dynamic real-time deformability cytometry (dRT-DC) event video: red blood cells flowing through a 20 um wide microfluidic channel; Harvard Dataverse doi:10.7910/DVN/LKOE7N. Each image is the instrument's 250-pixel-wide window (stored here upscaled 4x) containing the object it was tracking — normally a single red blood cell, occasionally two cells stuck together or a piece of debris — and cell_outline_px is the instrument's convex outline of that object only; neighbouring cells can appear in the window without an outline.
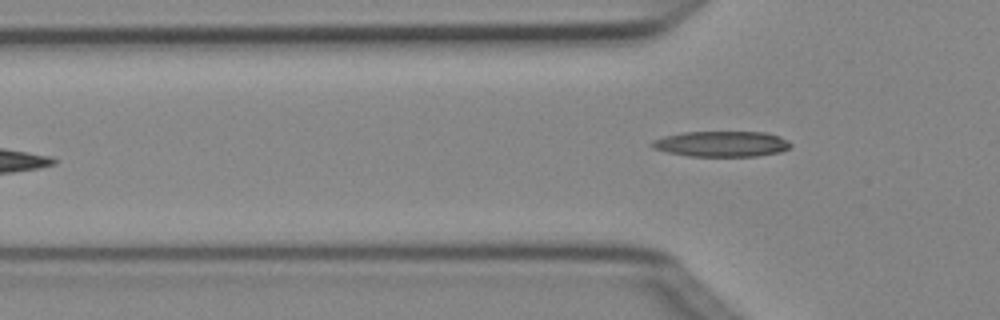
{"species": "Egyptian fruit bat (a non-hibernating species)", "species_latin": "Rousettus aegyptiacus", "temperature_condition": "cold", "stored_images_in_passage": 4, "camera_frame_rate_fps": 3000, "um_per_image_px": 0.085, "animal": {"sex": "female"}, "frame": {"image": 1, "passage_image": 4, "time_ms": 1.0, "image_size_px": [1000, 320], "cell_outline_px": [[792, 144], [788, 148], [780, 152], [756, 156], [688, 156], [668, 152], [652, 148], [648, 144], [652, 140], [664, 136], [684, 132], [764, 132], [780, 136], [788, 140]], "centroid_in_image_um": [61.31, 12.23], "position_along_channel_um": 64.5, "area_um2": 20.75}}